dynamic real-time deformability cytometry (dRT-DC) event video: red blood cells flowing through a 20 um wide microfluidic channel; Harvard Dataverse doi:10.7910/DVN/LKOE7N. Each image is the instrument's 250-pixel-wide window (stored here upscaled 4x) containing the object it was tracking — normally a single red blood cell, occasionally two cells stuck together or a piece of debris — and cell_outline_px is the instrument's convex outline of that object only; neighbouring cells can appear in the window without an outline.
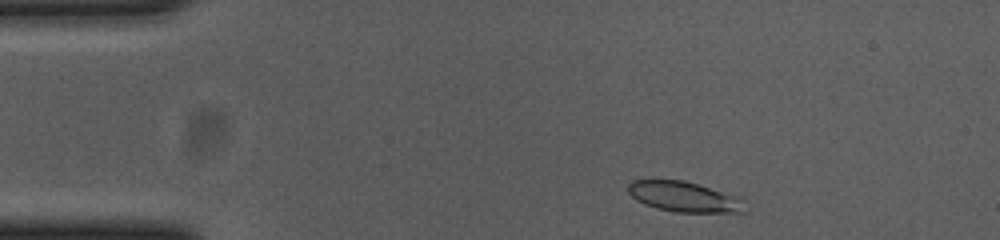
{"species": "common noctule bat (a hibernating species)", "species_latin": "Nyctalus noctula", "temperature_condition": "cold", "stored_images_in_passage": 48, "camera_frame_rate_fps": 3000, "um_per_image_px": 0.085, "animal": {"sex": "female", "body_mass_g": 23.0, "forearm_length_mm": 53.4}, "frame": {"image": 1, "passage_image": 2, "time_ms": 0.333, "image_size_px": [1000, 240], "cell_outline_px": [[744, 212], [676, 212], [656, 208], [644, 204], [636, 200], [628, 192], [628, 184], [632, 180], [684, 180], [740, 196]], "centroid_in_image_um": [58.11, 16.72], "position_along_channel_um": 26.9, "area_um2": 20.52}}
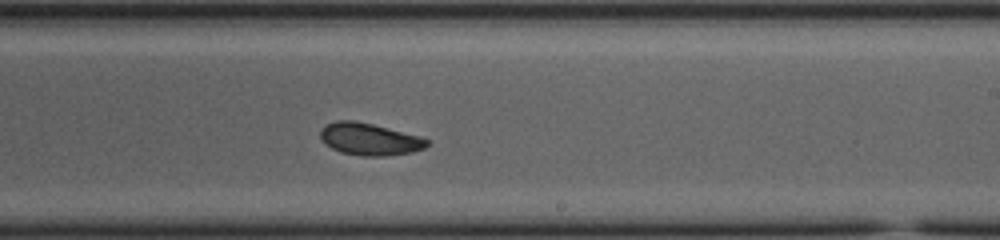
{"frame": {"image": 2, "passage_image": 26, "time_ms": 8.333, "image_size_px": [1000, 240], "cell_outline_px": [[432, 140], [424, 148], [412, 152], [384, 156], [360, 156], [340, 152], [324, 144], [320, 136], [320, 128], [324, 124], [336, 120], [356, 120], [420, 136]], "centroid_in_image_um": [31.38, 11.82], "position_along_channel_um": 257.6, "area_um2": 20.23}}
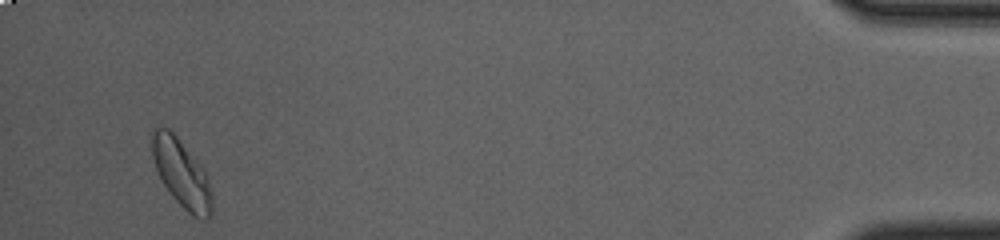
{"frame": {"image": 3, "passage_image": 46, "time_ms": 15.0, "image_size_px": [1000, 240], "cell_outline_px": [[212, 216], [208, 220], [204, 220], [192, 216], [172, 196], [164, 184], [156, 168], [152, 156], [152, 136], [156, 128], [168, 128], [176, 136], [204, 168], [208, 176], [212, 196]], "centroid_in_image_um": [15.48, 14.79], "position_along_channel_um": 419.7, "area_um2": 23.52}, "authors_computed_cell_mechanics": {"area_um2": 20.2878, "velocity_mm_per_s": 3.6381, "shape_relaxation_time_tau1_ms": null, "shape_relaxation_time_tau2_ms": 2.734, "deformation_change_tau1": null, "deformation_change_tau2": 0.0734}}